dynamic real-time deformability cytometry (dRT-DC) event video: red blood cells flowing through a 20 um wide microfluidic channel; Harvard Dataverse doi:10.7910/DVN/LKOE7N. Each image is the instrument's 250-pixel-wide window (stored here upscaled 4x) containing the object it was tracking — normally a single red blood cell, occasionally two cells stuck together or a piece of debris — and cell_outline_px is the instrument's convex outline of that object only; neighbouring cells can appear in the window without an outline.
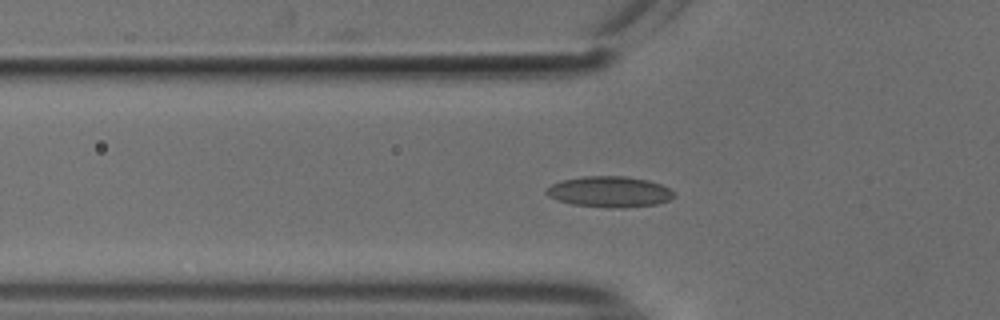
{"species": "common noctule bat (a hibernating species)", "species_latin": "Nyctalus noctula", "temperature_condition": "cold", "stored_images_in_passage": 51, "camera_frame_rate_fps": 3000, "um_per_image_px": 0.085, "animal": {"sex": "male", "body_mass_g": 18.8}, "frame": {"image": 1, "passage_image": 18, "time_ms": 5.667, "image_size_px": [1000, 320], "cell_outline_px": [[676, 196], [668, 200], [656, 204], [624, 208], [608, 208], [572, 204], [548, 196], [544, 192], [552, 184], [560, 180], [584, 176], [624, 176], [648, 180], [660, 184], [676, 192]], "centroid_in_image_um": [51.83, 16.3], "position_along_channel_um": 74.0, "area_um2": 23.0}}
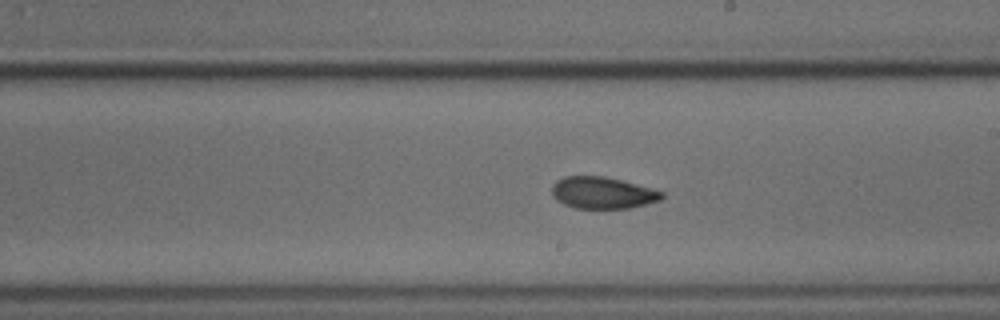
{"frame": {"image": 2, "passage_image": 31, "time_ms": 10.0, "image_size_px": [1000, 320], "cell_outline_px": [[664, 196], [660, 200], [628, 208], [576, 208], [564, 204], [552, 196], [552, 184], [556, 180], [564, 176], [604, 176], [652, 188], [664, 192]], "centroid_in_image_um": [51.19, 16.38], "position_along_channel_um": 237.8, "area_um2": 20.23}}
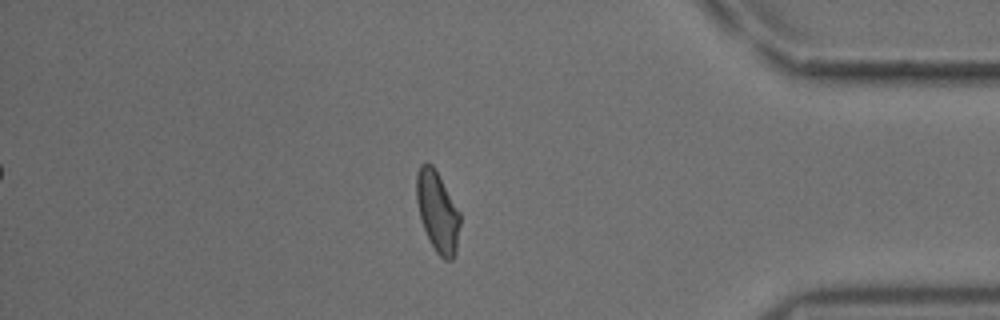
{"frame": {"image": 3, "passage_image": 46, "time_ms": 15.0, "image_size_px": [1000, 320], "cell_outline_px": [[460, 224], [456, 252], [452, 260], [444, 260], [436, 252], [424, 228], [420, 216], [416, 200], [416, 172], [420, 164], [424, 160], [428, 160], [432, 164], [460, 212]], "centroid_in_image_um": [37.18, 17.95], "position_along_channel_um": 398.0, "area_um2": 20.46}}